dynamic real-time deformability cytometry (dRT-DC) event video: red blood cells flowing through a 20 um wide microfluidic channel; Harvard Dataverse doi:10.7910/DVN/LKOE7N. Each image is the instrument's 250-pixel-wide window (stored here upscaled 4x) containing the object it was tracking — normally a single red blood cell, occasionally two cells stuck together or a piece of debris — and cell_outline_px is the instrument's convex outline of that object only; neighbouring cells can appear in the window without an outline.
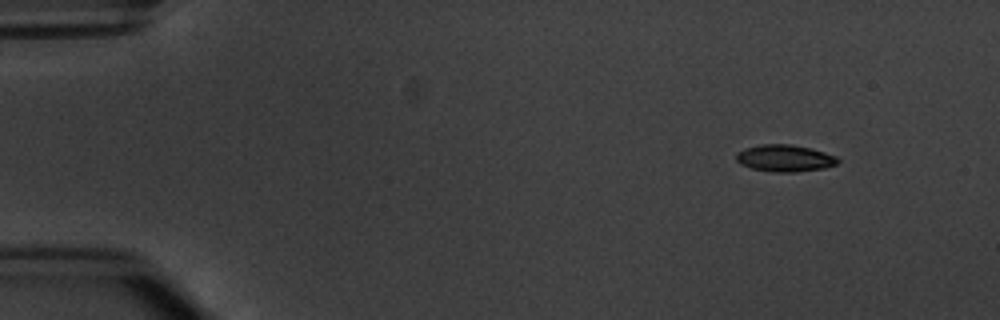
{"species": "common noctule bat (a hibernating species)", "species_latin": "Nyctalus noctula", "temperature_condition": "warm", "stored_images_in_passage": 4, "camera_frame_rate_fps": 3000, "um_per_image_px": 0.085, "animal": {"sex": "male", "body_mass_g": 20.1, "forearm_length_mm": 53.5}, "frame": {"image": 1, "passage_image": 1, "time_ms": 0.0, "image_size_px": [1000, 320], "cell_outline_px": [[840, 160], [836, 164], [824, 168], [796, 172], [776, 172], [752, 168], [740, 164], [736, 160], [736, 152], [744, 148], [760, 144], [792, 144], [812, 148], [836, 156]], "centroid_in_image_um": [66.7, 13.43], "position_along_channel_um": 18.3, "area_um2": 16.01}}
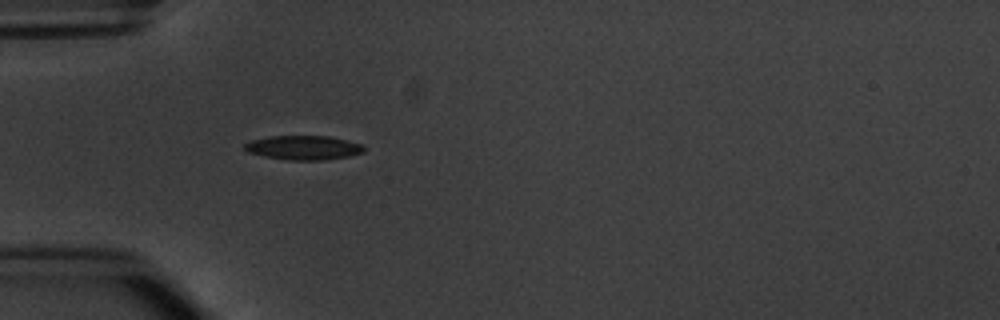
{"frame": {"image": 2, "passage_image": 4, "time_ms": 3.667, "image_size_px": [1000, 320], "cell_outline_px": [[364, 152], [348, 156], [324, 160], [288, 160], [264, 156], [248, 152], [244, 148], [244, 144], [252, 140], [272, 136], [328, 136], [348, 140], [364, 144]], "centroid_in_image_um": [25.83, 12.55], "position_along_channel_um": 59.2, "area_um2": 16.82}}